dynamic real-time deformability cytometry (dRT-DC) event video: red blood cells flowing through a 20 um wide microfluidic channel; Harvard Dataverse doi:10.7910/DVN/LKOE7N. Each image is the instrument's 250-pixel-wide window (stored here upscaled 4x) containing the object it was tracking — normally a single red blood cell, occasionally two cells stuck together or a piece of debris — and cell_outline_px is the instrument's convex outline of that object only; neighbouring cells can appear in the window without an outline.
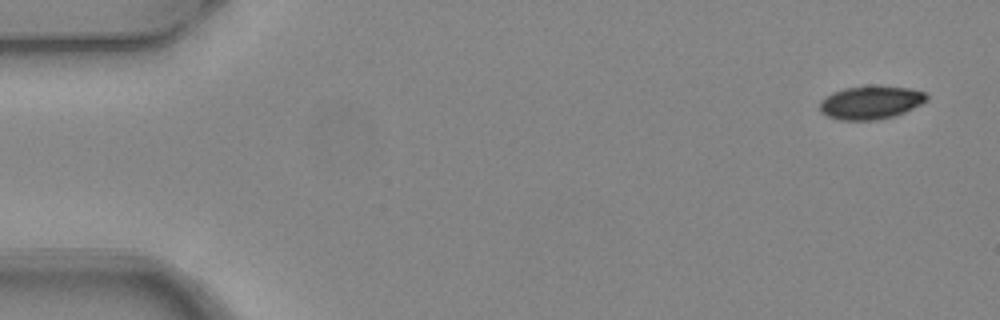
{"species": "common noctule bat (a hibernating species)", "species_latin": "Nyctalus noctula", "temperature_condition": "warm", "stored_images_in_passage": 5, "camera_frame_rate_fps": 3000, "um_per_image_px": 0.085, "animal": {"sex": "female", "body_mass_g": 24.6, "forearm_length_mm": 56.2}, "frame": {"image": 1, "passage_image": 1, "time_ms": 0.0, "image_size_px": [1000, 320], "cell_outline_px": [[928, 100], [904, 112], [892, 116], [872, 120], [840, 120], [828, 116], [820, 112], [820, 100], [824, 96], [832, 92], [844, 88], [880, 84], [908, 88], [924, 92], [928, 96]], "centroid_in_image_um": [73.98, 8.68], "position_along_channel_um": 11.0, "area_um2": 20.92}}
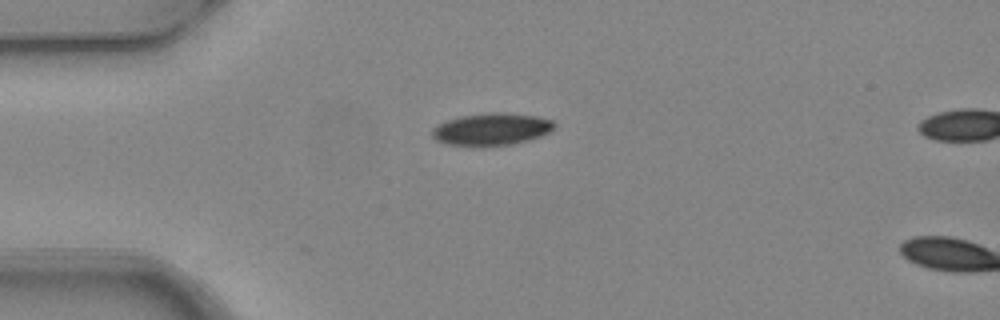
{"frame": {"image": 2, "passage_image": 4, "time_ms": 1.0, "image_size_px": [1000, 320], "cell_outline_px": [[556, 124], [548, 132], [540, 136], [528, 140], [512, 144], [448, 144], [436, 140], [432, 136], [432, 128], [448, 120], [460, 116], [492, 112], [504, 112], [536, 116], [552, 120]], "centroid_in_image_um": [41.8, 10.95], "position_along_channel_um": 43.2, "area_um2": 22.25}}